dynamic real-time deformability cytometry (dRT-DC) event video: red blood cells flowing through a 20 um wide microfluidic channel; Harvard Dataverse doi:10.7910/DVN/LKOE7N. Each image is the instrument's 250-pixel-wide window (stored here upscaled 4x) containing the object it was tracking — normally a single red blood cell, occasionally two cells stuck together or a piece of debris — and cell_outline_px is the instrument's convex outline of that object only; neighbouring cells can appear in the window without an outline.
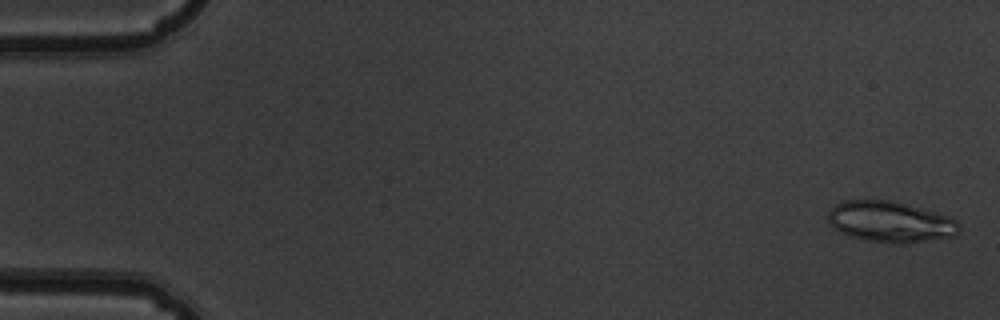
{"species": "common noctule bat (a hibernating species)", "species_latin": "Nyctalus noctula", "temperature_condition": "warm", "stored_images_in_passage": 16, "camera_frame_rate_fps": 3000, "um_per_image_px": 0.085, "animal": {"sex": "male", "body_mass_g": 19.5, "forearm_length_mm": 54.6}, "frame": {"image": 1, "passage_image": 2, "time_ms": 0.333, "image_size_px": [1000, 320], "cell_outline_px": [[960, 232], [956, 236], [908, 244], [888, 244], [848, 236], [840, 232], [828, 220], [828, 212], [836, 204], [844, 200], [892, 200], [936, 212], [948, 216], [956, 220], [960, 224]], "centroid_in_image_um": [75.73, 18.87], "position_along_channel_um": 9.3, "area_um2": 31.62}}